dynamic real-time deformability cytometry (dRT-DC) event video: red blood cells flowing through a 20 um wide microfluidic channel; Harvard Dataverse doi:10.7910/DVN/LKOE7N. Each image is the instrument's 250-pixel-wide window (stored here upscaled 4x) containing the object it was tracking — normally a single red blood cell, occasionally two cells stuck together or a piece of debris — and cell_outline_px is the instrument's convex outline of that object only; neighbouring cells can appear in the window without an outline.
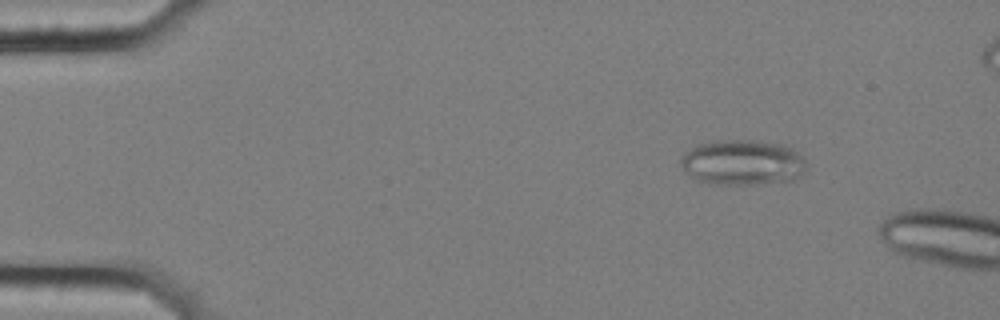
{"species": "common noctule bat (a hibernating species)", "species_latin": "Nyctalus noctula", "temperature_condition": "cold", "stored_images_in_passage": 13, "camera_frame_rate_fps": 3000, "um_per_image_px": 0.085, "animal": {"sex": "female", "body_mass_g": 25.1}, "frame": {"image": 1, "passage_image": 8, "time_ms": 2.333, "image_size_px": [1000, 320], "cell_outline_px": [[808, 168], [804, 176], [796, 180], [756, 184], [708, 184], [696, 180], [684, 172], [680, 164], [680, 156], [684, 152], [700, 144], [712, 140], [752, 140], [784, 144], [792, 148], [804, 160]], "centroid_in_image_um": [63.12, 13.82], "position_along_channel_um": 21.9, "area_um2": 33.87}}